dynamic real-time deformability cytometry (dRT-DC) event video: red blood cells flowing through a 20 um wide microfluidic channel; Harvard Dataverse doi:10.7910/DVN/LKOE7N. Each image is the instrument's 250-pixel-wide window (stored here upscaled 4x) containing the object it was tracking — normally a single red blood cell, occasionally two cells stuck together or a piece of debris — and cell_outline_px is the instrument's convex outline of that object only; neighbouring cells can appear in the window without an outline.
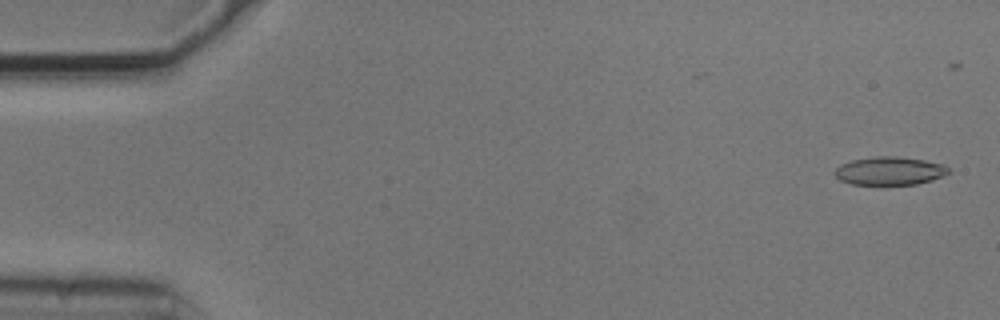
{"species": "common noctule bat (a hibernating species)", "species_latin": "Nyctalus noctula", "temperature_condition": "cold", "stored_images_in_passage": 6, "camera_frame_rate_fps": 3000, "um_per_image_px": 0.085, "animal": {"sex": "male", "body_mass_g": 20.5, "forearm_length_mm": 52.5}, "frame": {"image": 1, "passage_image": 1, "time_ms": 0.0, "image_size_px": [1000, 320], "cell_outline_px": [[948, 172], [944, 176], [932, 180], [916, 184], [852, 184], [840, 180], [832, 172], [840, 164], [852, 160], [876, 156], [896, 156], [924, 160], [944, 164], [948, 168]], "centroid_in_image_um": [75.6, 14.52], "position_along_channel_um": 9.4, "area_um2": 18.67}}
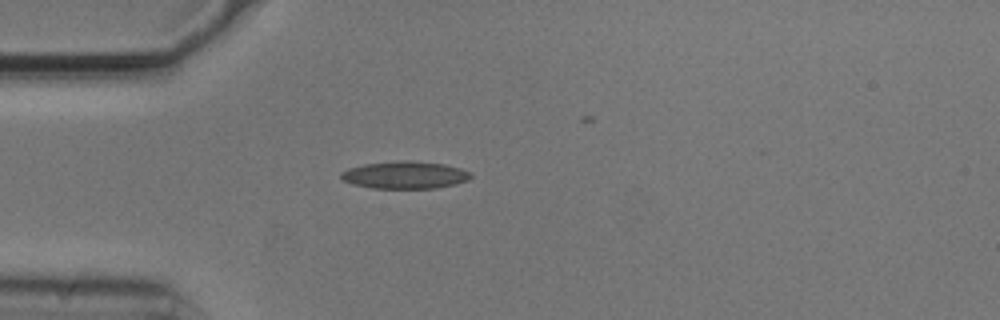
{"frame": {"image": 2, "passage_image": 4, "time_ms": 1.0, "image_size_px": [1000, 320], "cell_outline_px": [[472, 176], [468, 180], [456, 184], [436, 188], [372, 188], [352, 184], [344, 180], [340, 176], [340, 172], [348, 168], [364, 164], [404, 160], [444, 164], [460, 168], [472, 172]], "centroid_in_image_um": [34.43, 14.88], "position_along_channel_um": 50.6, "area_um2": 20.69}}